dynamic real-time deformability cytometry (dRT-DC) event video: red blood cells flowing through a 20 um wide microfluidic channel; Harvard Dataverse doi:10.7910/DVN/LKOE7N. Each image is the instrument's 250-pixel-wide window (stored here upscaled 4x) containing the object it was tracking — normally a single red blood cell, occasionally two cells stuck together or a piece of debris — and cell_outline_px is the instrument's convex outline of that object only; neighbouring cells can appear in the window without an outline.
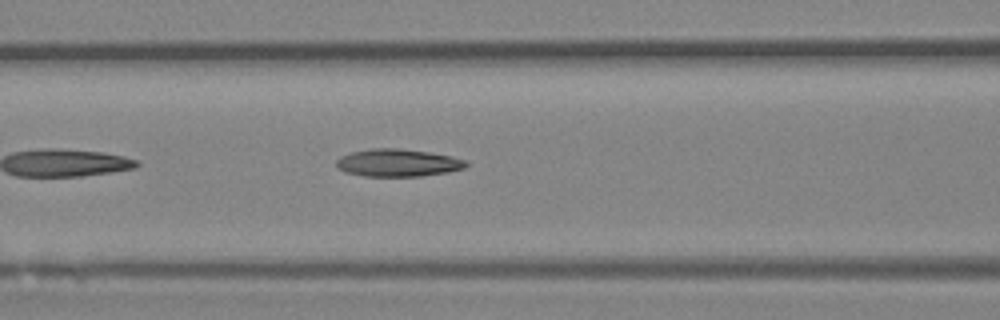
{"species": "Egyptian fruit bat (a non-hibernating species)", "species_latin": "Rousettus aegyptiacus", "temperature_condition": "room temperature", "stored_images_in_passage": 12, "camera_frame_rate_fps": 3000, "um_per_image_px": 0.085, "animal": {"sex": "female"}, "frame": {"image": 1, "passage_image": 7, "time_ms": 2.0, "image_size_px": [1000, 320], "cell_outline_px": [[468, 164], [464, 168], [448, 172], [420, 176], [364, 176], [344, 172], [336, 164], [336, 160], [340, 156], [352, 152], [372, 148], [400, 148], [428, 152], [452, 156], [464, 160]], "centroid_in_image_um": [33.8, 13.83], "position_along_channel_um": 132.8, "area_um2": 20.75}}